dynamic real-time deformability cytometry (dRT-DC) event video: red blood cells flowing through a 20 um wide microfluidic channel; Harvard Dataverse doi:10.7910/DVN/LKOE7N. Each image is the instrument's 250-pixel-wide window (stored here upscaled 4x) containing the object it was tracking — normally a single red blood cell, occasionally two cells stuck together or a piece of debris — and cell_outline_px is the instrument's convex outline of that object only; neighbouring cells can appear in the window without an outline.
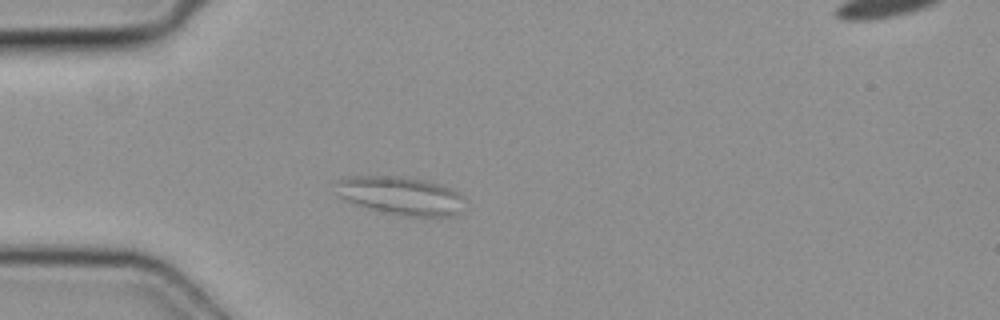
{"species": "common noctule bat (a hibernating species)", "species_latin": "Nyctalus noctula", "temperature_condition": "cold", "stored_images_in_passage": 7, "camera_frame_rate_fps": 3000, "um_per_image_px": 0.085, "animal": {"sex": "female", "body_mass_g": 19.3, "forearm_length_mm": 54.1}, "frame": {"image": 1, "passage_image": 5, "time_ms": 1.333, "image_size_px": [1000, 320], "cell_outline_px": [[468, 208], [456, 216], [404, 216], [380, 212], [344, 200], [340, 196], [332, 184], [336, 180], [344, 176], [400, 176], [424, 180], [456, 188], [464, 196]], "centroid_in_image_um": [34.13, 16.63], "position_along_channel_um": 50.9, "area_um2": 29.82}}